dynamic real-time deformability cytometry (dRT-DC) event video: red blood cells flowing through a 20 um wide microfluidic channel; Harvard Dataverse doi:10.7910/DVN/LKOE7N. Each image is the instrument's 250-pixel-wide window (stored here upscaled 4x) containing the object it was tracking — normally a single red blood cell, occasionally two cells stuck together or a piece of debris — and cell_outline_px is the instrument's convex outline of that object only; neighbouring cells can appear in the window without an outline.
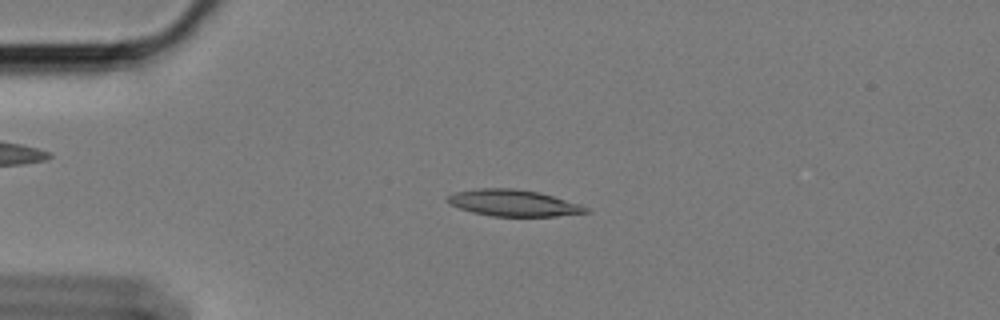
{"species": "Egyptian fruit bat (a non-hibernating species)", "species_latin": "Rousettus aegyptiacus", "temperature_condition": "cold", "stored_images_in_passage": 59, "camera_frame_rate_fps": 3000, "um_per_image_px": 0.085, "animal": {"sex": "female"}, "frame": {"image": 1, "passage_image": 14, "time_ms": 4.333, "image_size_px": [1000, 320], "cell_outline_px": [[592, 212], [556, 216], [492, 216], [472, 212], [448, 204], [448, 196], [456, 192], [476, 188], [516, 188], [540, 192], [580, 204], [592, 208]], "centroid_in_image_um": [43.7, 17.25], "position_along_channel_um": 41.3, "area_um2": 21.5}}
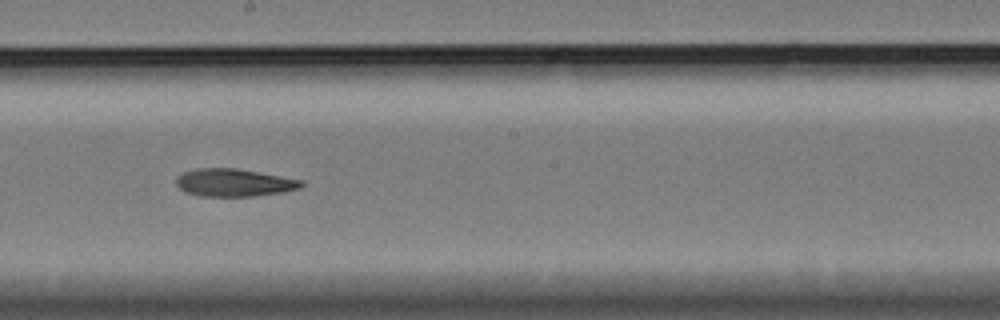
{"frame": {"image": 2, "passage_image": 33, "time_ms": 10.667, "image_size_px": [1000, 320], "cell_outline_px": [[304, 184], [300, 188], [284, 192], [252, 196], [200, 196], [184, 192], [176, 184], [176, 180], [184, 172], [196, 168], [236, 168], [304, 180]], "centroid_in_image_um": [19.92, 15.52], "position_along_channel_um": 228.3, "area_um2": 20.17}}
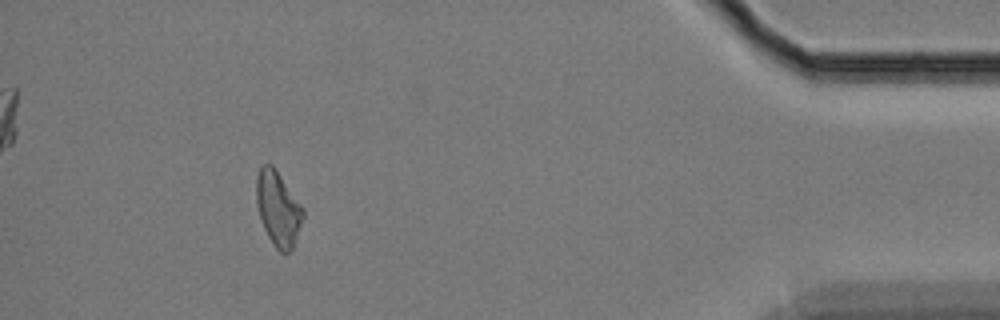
{"frame": {"image": 3, "passage_image": 54, "time_ms": 17.667, "image_size_px": [1000, 320], "cell_outline_px": [[304, 216], [292, 248], [288, 252], [280, 252], [276, 248], [268, 236], [260, 220], [256, 200], [256, 176], [260, 168], [264, 164], [272, 164], [304, 208]], "centroid_in_image_um": [23.63, 17.71], "position_along_channel_um": 411.6, "area_um2": 20.11}}